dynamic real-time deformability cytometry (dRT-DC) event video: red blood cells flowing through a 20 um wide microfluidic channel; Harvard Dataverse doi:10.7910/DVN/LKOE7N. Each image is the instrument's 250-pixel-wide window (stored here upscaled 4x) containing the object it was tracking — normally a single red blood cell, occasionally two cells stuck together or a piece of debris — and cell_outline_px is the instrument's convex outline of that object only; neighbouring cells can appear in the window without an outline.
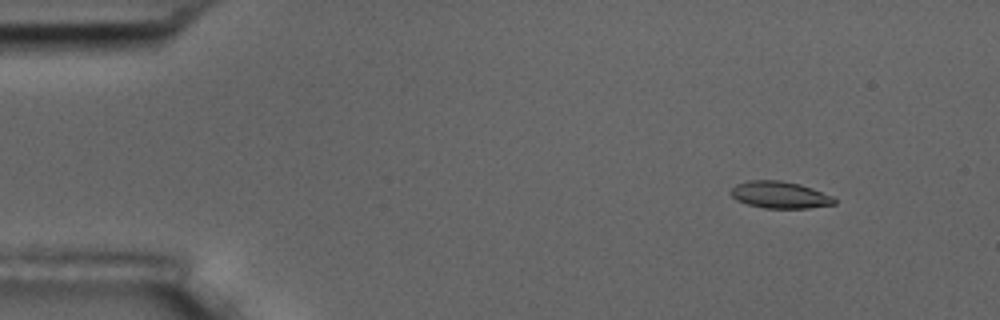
{"species": "common noctule bat (a hibernating species)", "species_latin": "Nyctalus noctula", "temperature_condition": "room temperature", "stored_images_in_passage": 57, "camera_frame_rate_fps": 3000, "um_per_image_px": 0.085, "animal": {"sex": "male", "body_mass_g": 17.5, "forearm_length_mm": 52.3}, "frame": {"image": 1, "passage_image": 7, "time_ms": 2.0, "image_size_px": [1000, 320], "cell_outline_px": [[836, 204], [808, 208], [764, 208], [748, 204], [736, 200], [728, 192], [736, 184], [748, 180], [780, 180], [800, 184], [812, 188], [832, 196], [836, 200]], "centroid_in_image_um": [66.27, 16.56], "position_along_channel_um": 18.7, "area_um2": 16.3}}
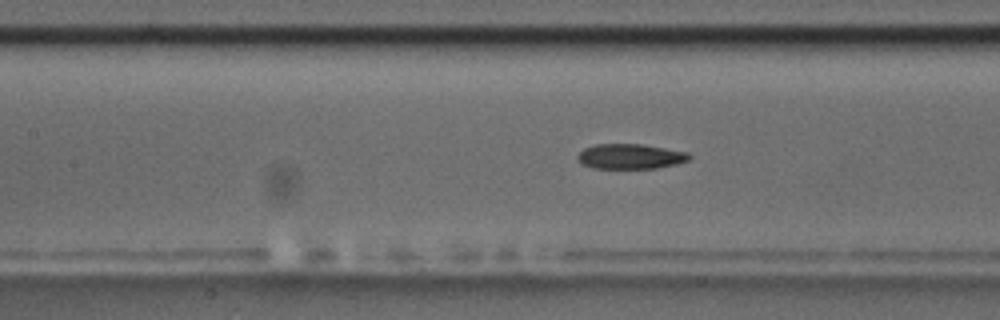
{"frame": {"image": 2, "passage_image": 26, "time_ms": 8.333, "image_size_px": [1000, 320], "cell_outline_px": [[692, 156], [688, 160], [676, 164], [656, 168], [592, 168], [580, 164], [576, 156], [584, 148], [596, 144], [644, 144], [688, 152]], "centroid_in_image_um": [53.56, 13.29], "position_along_channel_um": 153.8, "area_um2": 16.42}}
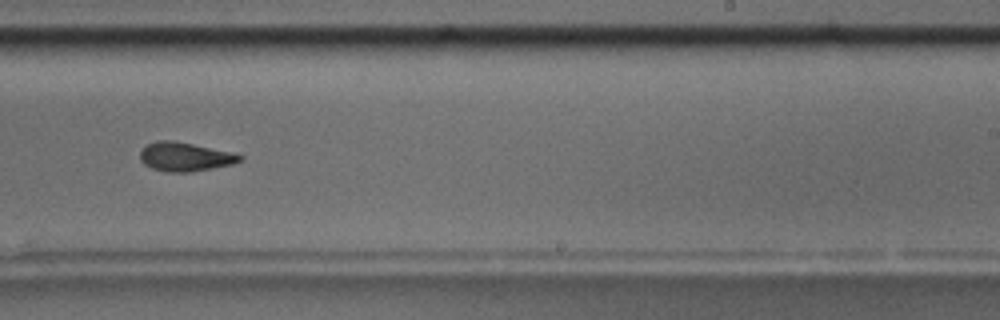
{"frame": {"image": 3, "passage_image": 36, "time_ms": 11.667, "image_size_px": [1000, 320], "cell_outline_px": [[244, 160], [232, 164], [192, 172], [168, 172], [152, 168], [144, 164], [140, 160], [140, 152], [148, 144], [156, 140], [176, 140], [232, 152], [244, 156]], "centroid_in_image_um": [15.75, 13.32], "position_along_channel_um": 273.3, "area_um2": 16.94}, "authors_computed_cell_mechanics": {"area_um2": 16.9354, "velocity_mm_per_s": 3.599, "shape_relaxation_time_tau1_ms": 4.9506, "shape_relaxation_time_tau2_ms": 6.3505, "deformation_change_tau1": 0.1318, "deformation_change_tau2": 0.1172}}